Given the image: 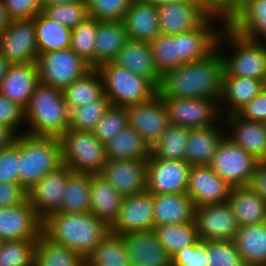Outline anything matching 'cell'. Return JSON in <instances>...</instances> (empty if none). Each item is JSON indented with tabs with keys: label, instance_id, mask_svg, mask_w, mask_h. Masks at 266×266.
<instances>
[{
	"label": "cell",
	"instance_id": "cell-1",
	"mask_svg": "<svg viewBox=\"0 0 266 266\" xmlns=\"http://www.w3.org/2000/svg\"><path fill=\"white\" fill-rule=\"evenodd\" d=\"M224 63L216 48L209 56L184 63L161 77L158 94L162 98H205L219 103Z\"/></svg>",
	"mask_w": 266,
	"mask_h": 266
},
{
	"label": "cell",
	"instance_id": "cell-2",
	"mask_svg": "<svg viewBox=\"0 0 266 266\" xmlns=\"http://www.w3.org/2000/svg\"><path fill=\"white\" fill-rule=\"evenodd\" d=\"M110 228L91 212H54L43 220L42 233L78 253L84 260L108 235Z\"/></svg>",
	"mask_w": 266,
	"mask_h": 266
},
{
	"label": "cell",
	"instance_id": "cell-3",
	"mask_svg": "<svg viewBox=\"0 0 266 266\" xmlns=\"http://www.w3.org/2000/svg\"><path fill=\"white\" fill-rule=\"evenodd\" d=\"M69 112L63 91L39 82L24 109V134L60 138L69 129Z\"/></svg>",
	"mask_w": 266,
	"mask_h": 266
},
{
	"label": "cell",
	"instance_id": "cell-4",
	"mask_svg": "<svg viewBox=\"0 0 266 266\" xmlns=\"http://www.w3.org/2000/svg\"><path fill=\"white\" fill-rule=\"evenodd\" d=\"M225 42L233 50L232 55L219 50ZM216 48L224 63V76L256 78L266 83V42L246 39L225 25Z\"/></svg>",
	"mask_w": 266,
	"mask_h": 266
},
{
	"label": "cell",
	"instance_id": "cell-5",
	"mask_svg": "<svg viewBox=\"0 0 266 266\" xmlns=\"http://www.w3.org/2000/svg\"><path fill=\"white\" fill-rule=\"evenodd\" d=\"M61 165L59 138L19 135V183L27 190Z\"/></svg>",
	"mask_w": 266,
	"mask_h": 266
},
{
	"label": "cell",
	"instance_id": "cell-6",
	"mask_svg": "<svg viewBox=\"0 0 266 266\" xmlns=\"http://www.w3.org/2000/svg\"><path fill=\"white\" fill-rule=\"evenodd\" d=\"M97 70L103 80L104 95L113 106L143 103L158 93V88L150 80L113 62L102 64Z\"/></svg>",
	"mask_w": 266,
	"mask_h": 266
},
{
	"label": "cell",
	"instance_id": "cell-7",
	"mask_svg": "<svg viewBox=\"0 0 266 266\" xmlns=\"http://www.w3.org/2000/svg\"><path fill=\"white\" fill-rule=\"evenodd\" d=\"M62 164L72 172L96 175L105 162V144L92 132L68 129L60 138Z\"/></svg>",
	"mask_w": 266,
	"mask_h": 266
},
{
	"label": "cell",
	"instance_id": "cell-8",
	"mask_svg": "<svg viewBox=\"0 0 266 266\" xmlns=\"http://www.w3.org/2000/svg\"><path fill=\"white\" fill-rule=\"evenodd\" d=\"M36 64L39 82L62 91L93 69L70 48L40 53Z\"/></svg>",
	"mask_w": 266,
	"mask_h": 266
},
{
	"label": "cell",
	"instance_id": "cell-9",
	"mask_svg": "<svg viewBox=\"0 0 266 266\" xmlns=\"http://www.w3.org/2000/svg\"><path fill=\"white\" fill-rule=\"evenodd\" d=\"M258 164V159L225 137L209 166L231 187H239L251 185Z\"/></svg>",
	"mask_w": 266,
	"mask_h": 266
},
{
	"label": "cell",
	"instance_id": "cell-10",
	"mask_svg": "<svg viewBox=\"0 0 266 266\" xmlns=\"http://www.w3.org/2000/svg\"><path fill=\"white\" fill-rule=\"evenodd\" d=\"M170 124L188 129L212 127L222 121L219 103L205 98H162ZM221 119V120H220Z\"/></svg>",
	"mask_w": 266,
	"mask_h": 266
},
{
	"label": "cell",
	"instance_id": "cell-11",
	"mask_svg": "<svg viewBox=\"0 0 266 266\" xmlns=\"http://www.w3.org/2000/svg\"><path fill=\"white\" fill-rule=\"evenodd\" d=\"M0 54L10 64L36 63L39 56L33 19L11 20L0 34Z\"/></svg>",
	"mask_w": 266,
	"mask_h": 266
},
{
	"label": "cell",
	"instance_id": "cell-12",
	"mask_svg": "<svg viewBox=\"0 0 266 266\" xmlns=\"http://www.w3.org/2000/svg\"><path fill=\"white\" fill-rule=\"evenodd\" d=\"M194 221L202 241H233L240 227L228 202L195 207Z\"/></svg>",
	"mask_w": 266,
	"mask_h": 266
},
{
	"label": "cell",
	"instance_id": "cell-13",
	"mask_svg": "<svg viewBox=\"0 0 266 266\" xmlns=\"http://www.w3.org/2000/svg\"><path fill=\"white\" fill-rule=\"evenodd\" d=\"M128 125L153 146L170 125L168 111L162 97L157 93L150 100L126 107Z\"/></svg>",
	"mask_w": 266,
	"mask_h": 266
},
{
	"label": "cell",
	"instance_id": "cell-14",
	"mask_svg": "<svg viewBox=\"0 0 266 266\" xmlns=\"http://www.w3.org/2000/svg\"><path fill=\"white\" fill-rule=\"evenodd\" d=\"M190 169L186 161L149 158L146 190L152 194L186 193Z\"/></svg>",
	"mask_w": 266,
	"mask_h": 266
},
{
	"label": "cell",
	"instance_id": "cell-15",
	"mask_svg": "<svg viewBox=\"0 0 266 266\" xmlns=\"http://www.w3.org/2000/svg\"><path fill=\"white\" fill-rule=\"evenodd\" d=\"M154 229L153 194L147 190L122 200L118 217L110 232L118 235Z\"/></svg>",
	"mask_w": 266,
	"mask_h": 266
},
{
	"label": "cell",
	"instance_id": "cell-16",
	"mask_svg": "<svg viewBox=\"0 0 266 266\" xmlns=\"http://www.w3.org/2000/svg\"><path fill=\"white\" fill-rule=\"evenodd\" d=\"M43 220L29 201L0 208V239L37 240L42 234Z\"/></svg>",
	"mask_w": 266,
	"mask_h": 266
},
{
	"label": "cell",
	"instance_id": "cell-17",
	"mask_svg": "<svg viewBox=\"0 0 266 266\" xmlns=\"http://www.w3.org/2000/svg\"><path fill=\"white\" fill-rule=\"evenodd\" d=\"M123 197L146 191L147 160L107 159L98 174Z\"/></svg>",
	"mask_w": 266,
	"mask_h": 266
},
{
	"label": "cell",
	"instance_id": "cell-18",
	"mask_svg": "<svg viewBox=\"0 0 266 266\" xmlns=\"http://www.w3.org/2000/svg\"><path fill=\"white\" fill-rule=\"evenodd\" d=\"M71 172L68 166L62 164L28 189V201L42 220L60 209L63 192Z\"/></svg>",
	"mask_w": 266,
	"mask_h": 266
},
{
	"label": "cell",
	"instance_id": "cell-19",
	"mask_svg": "<svg viewBox=\"0 0 266 266\" xmlns=\"http://www.w3.org/2000/svg\"><path fill=\"white\" fill-rule=\"evenodd\" d=\"M160 33L175 35L199 28L210 16L194 1L181 0L157 6Z\"/></svg>",
	"mask_w": 266,
	"mask_h": 266
},
{
	"label": "cell",
	"instance_id": "cell-20",
	"mask_svg": "<svg viewBox=\"0 0 266 266\" xmlns=\"http://www.w3.org/2000/svg\"><path fill=\"white\" fill-rule=\"evenodd\" d=\"M232 187L223 181L209 165L191 166L186 194L195 207L228 202Z\"/></svg>",
	"mask_w": 266,
	"mask_h": 266
},
{
	"label": "cell",
	"instance_id": "cell-21",
	"mask_svg": "<svg viewBox=\"0 0 266 266\" xmlns=\"http://www.w3.org/2000/svg\"><path fill=\"white\" fill-rule=\"evenodd\" d=\"M218 19L210 16L199 28L178 34L180 66L204 59L216 49L219 34L226 25L220 22V27H213V22Z\"/></svg>",
	"mask_w": 266,
	"mask_h": 266
},
{
	"label": "cell",
	"instance_id": "cell-22",
	"mask_svg": "<svg viewBox=\"0 0 266 266\" xmlns=\"http://www.w3.org/2000/svg\"><path fill=\"white\" fill-rule=\"evenodd\" d=\"M122 237L131 266H172V257L153 230L127 233Z\"/></svg>",
	"mask_w": 266,
	"mask_h": 266
},
{
	"label": "cell",
	"instance_id": "cell-23",
	"mask_svg": "<svg viewBox=\"0 0 266 266\" xmlns=\"http://www.w3.org/2000/svg\"><path fill=\"white\" fill-rule=\"evenodd\" d=\"M222 118L231 130L229 133L226 131L227 138L259 161H266V123L247 121L237 114L226 115Z\"/></svg>",
	"mask_w": 266,
	"mask_h": 266
},
{
	"label": "cell",
	"instance_id": "cell-24",
	"mask_svg": "<svg viewBox=\"0 0 266 266\" xmlns=\"http://www.w3.org/2000/svg\"><path fill=\"white\" fill-rule=\"evenodd\" d=\"M226 26L246 39L266 42V0H240Z\"/></svg>",
	"mask_w": 266,
	"mask_h": 266
},
{
	"label": "cell",
	"instance_id": "cell-25",
	"mask_svg": "<svg viewBox=\"0 0 266 266\" xmlns=\"http://www.w3.org/2000/svg\"><path fill=\"white\" fill-rule=\"evenodd\" d=\"M38 83L36 63L11 64L0 84V93L25 109Z\"/></svg>",
	"mask_w": 266,
	"mask_h": 266
},
{
	"label": "cell",
	"instance_id": "cell-26",
	"mask_svg": "<svg viewBox=\"0 0 266 266\" xmlns=\"http://www.w3.org/2000/svg\"><path fill=\"white\" fill-rule=\"evenodd\" d=\"M221 122L212 127L189 129L185 161L190 166H206L212 163L217 149L226 137V128H223L225 122Z\"/></svg>",
	"mask_w": 266,
	"mask_h": 266
},
{
	"label": "cell",
	"instance_id": "cell-27",
	"mask_svg": "<svg viewBox=\"0 0 266 266\" xmlns=\"http://www.w3.org/2000/svg\"><path fill=\"white\" fill-rule=\"evenodd\" d=\"M195 205L186 193L153 194L154 227L194 222Z\"/></svg>",
	"mask_w": 266,
	"mask_h": 266
},
{
	"label": "cell",
	"instance_id": "cell-28",
	"mask_svg": "<svg viewBox=\"0 0 266 266\" xmlns=\"http://www.w3.org/2000/svg\"><path fill=\"white\" fill-rule=\"evenodd\" d=\"M112 62L145 77L157 88L161 83L162 76L156 68L152 48L148 42L129 40Z\"/></svg>",
	"mask_w": 266,
	"mask_h": 266
},
{
	"label": "cell",
	"instance_id": "cell-29",
	"mask_svg": "<svg viewBox=\"0 0 266 266\" xmlns=\"http://www.w3.org/2000/svg\"><path fill=\"white\" fill-rule=\"evenodd\" d=\"M266 86L260 79L248 77L223 76L222 94L219 109L223 117L236 114L242 107L254 99ZM225 108H222L223 105ZM227 106V107H226ZM224 111V112H223Z\"/></svg>",
	"mask_w": 266,
	"mask_h": 266
},
{
	"label": "cell",
	"instance_id": "cell-30",
	"mask_svg": "<svg viewBox=\"0 0 266 266\" xmlns=\"http://www.w3.org/2000/svg\"><path fill=\"white\" fill-rule=\"evenodd\" d=\"M130 40L150 43L160 34L157 6L133 0L122 20Z\"/></svg>",
	"mask_w": 266,
	"mask_h": 266
},
{
	"label": "cell",
	"instance_id": "cell-31",
	"mask_svg": "<svg viewBox=\"0 0 266 266\" xmlns=\"http://www.w3.org/2000/svg\"><path fill=\"white\" fill-rule=\"evenodd\" d=\"M122 21H98L94 49V68L112 62L129 41Z\"/></svg>",
	"mask_w": 266,
	"mask_h": 266
},
{
	"label": "cell",
	"instance_id": "cell-32",
	"mask_svg": "<svg viewBox=\"0 0 266 266\" xmlns=\"http://www.w3.org/2000/svg\"><path fill=\"white\" fill-rule=\"evenodd\" d=\"M123 196L98 174L91 175L90 212L109 228L116 221Z\"/></svg>",
	"mask_w": 266,
	"mask_h": 266
},
{
	"label": "cell",
	"instance_id": "cell-33",
	"mask_svg": "<svg viewBox=\"0 0 266 266\" xmlns=\"http://www.w3.org/2000/svg\"><path fill=\"white\" fill-rule=\"evenodd\" d=\"M228 203L239 226L266 222V200L250 185L232 187Z\"/></svg>",
	"mask_w": 266,
	"mask_h": 266
},
{
	"label": "cell",
	"instance_id": "cell-34",
	"mask_svg": "<svg viewBox=\"0 0 266 266\" xmlns=\"http://www.w3.org/2000/svg\"><path fill=\"white\" fill-rule=\"evenodd\" d=\"M233 242L246 266H266V222L240 226Z\"/></svg>",
	"mask_w": 266,
	"mask_h": 266
},
{
	"label": "cell",
	"instance_id": "cell-35",
	"mask_svg": "<svg viewBox=\"0 0 266 266\" xmlns=\"http://www.w3.org/2000/svg\"><path fill=\"white\" fill-rule=\"evenodd\" d=\"M106 159L148 160L151 147L141 135L129 126L105 143Z\"/></svg>",
	"mask_w": 266,
	"mask_h": 266
},
{
	"label": "cell",
	"instance_id": "cell-36",
	"mask_svg": "<svg viewBox=\"0 0 266 266\" xmlns=\"http://www.w3.org/2000/svg\"><path fill=\"white\" fill-rule=\"evenodd\" d=\"M34 24L39 54L70 48L72 29L60 25L42 12L34 17Z\"/></svg>",
	"mask_w": 266,
	"mask_h": 266
},
{
	"label": "cell",
	"instance_id": "cell-37",
	"mask_svg": "<svg viewBox=\"0 0 266 266\" xmlns=\"http://www.w3.org/2000/svg\"><path fill=\"white\" fill-rule=\"evenodd\" d=\"M91 175L71 172L63 192L60 209L61 213L90 212Z\"/></svg>",
	"mask_w": 266,
	"mask_h": 266
},
{
	"label": "cell",
	"instance_id": "cell-38",
	"mask_svg": "<svg viewBox=\"0 0 266 266\" xmlns=\"http://www.w3.org/2000/svg\"><path fill=\"white\" fill-rule=\"evenodd\" d=\"M34 266H85V260L72 249L51 241L42 233L35 246Z\"/></svg>",
	"mask_w": 266,
	"mask_h": 266
},
{
	"label": "cell",
	"instance_id": "cell-39",
	"mask_svg": "<svg viewBox=\"0 0 266 266\" xmlns=\"http://www.w3.org/2000/svg\"><path fill=\"white\" fill-rule=\"evenodd\" d=\"M63 94L69 110L99 100L104 95L100 72L93 68L63 90Z\"/></svg>",
	"mask_w": 266,
	"mask_h": 266
},
{
	"label": "cell",
	"instance_id": "cell-40",
	"mask_svg": "<svg viewBox=\"0 0 266 266\" xmlns=\"http://www.w3.org/2000/svg\"><path fill=\"white\" fill-rule=\"evenodd\" d=\"M153 231L171 257L199 240L195 221L157 226Z\"/></svg>",
	"mask_w": 266,
	"mask_h": 266
},
{
	"label": "cell",
	"instance_id": "cell-41",
	"mask_svg": "<svg viewBox=\"0 0 266 266\" xmlns=\"http://www.w3.org/2000/svg\"><path fill=\"white\" fill-rule=\"evenodd\" d=\"M85 266H131L122 235L109 232L87 257Z\"/></svg>",
	"mask_w": 266,
	"mask_h": 266
},
{
	"label": "cell",
	"instance_id": "cell-42",
	"mask_svg": "<svg viewBox=\"0 0 266 266\" xmlns=\"http://www.w3.org/2000/svg\"><path fill=\"white\" fill-rule=\"evenodd\" d=\"M189 129L170 124L160 139L151 147L149 158L185 161Z\"/></svg>",
	"mask_w": 266,
	"mask_h": 266
},
{
	"label": "cell",
	"instance_id": "cell-43",
	"mask_svg": "<svg viewBox=\"0 0 266 266\" xmlns=\"http://www.w3.org/2000/svg\"><path fill=\"white\" fill-rule=\"evenodd\" d=\"M150 45L156 68L161 76L180 67L178 34L166 35L160 33L150 42Z\"/></svg>",
	"mask_w": 266,
	"mask_h": 266
},
{
	"label": "cell",
	"instance_id": "cell-44",
	"mask_svg": "<svg viewBox=\"0 0 266 266\" xmlns=\"http://www.w3.org/2000/svg\"><path fill=\"white\" fill-rule=\"evenodd\" d=\"M110 105L109 99L103 95L99 100L71 108L69 129L92 132Z\"/></svg>",
	"mask_w": 266,
	"mask_h": 266
},
{
	"label": "cell",
	"instance_id": "cell-45",
	"mask_svg": "<svg viewBox=\"0 0 266 266\" xmlns=\"http://www.w3.org/2000/svg\"><path fill=\"white\" fill-rule=\"evenodd\" d=\"M97 35V20L88 17L76 28L72 29L70 49L79 57L83 58L94 68L95 38Z\"/></svg>",
	"mask_w": 266,
	"mask_h": 266
},
{
	"label": "cell",
	"instance_id": "cell-46",
	"mask_svg": "<svg viewBox=\"0 0 266 266\" xmlns=\"http://www.w3.org/2000/svg\"><path fill=\"white\" fill-rule=\"evenodd\" d=\"M42 13L70 29L76 28L89 17L85 1L69 4H44Z\"/></svg>",
	"mask_w": 266,
	"mask_h": 266
},
{
	"label": "cell",
	"instance_id": "cell-47",
	"mask_svg": "<svg viewBox=\"0 0 266 266\" xmlns=\"http://www.w3.org/2000/svg\"><path fill=\"white\" fill-rule=\"evenodd\" d=\"M37 240L3 241L0 249V266H34Z\"/></svg>",
	"mask_w": 266,
	"mask_h": 266
},
{
	"label": "cell",
	"instance_id": "cell-48",
	"mask_svg": "<svg viewBox=\"0 0 266 266\" xmlns=\"http://www.w3.org/2000/svg\"><path fill=\"white\" fill-rule=\"evenodd\" d=\"M128 126L126 107L110 105L92 133L105 144Z\"/></svg>",
	"mask_w": 266,
	"mask_h": 266
},
{
	"label": "cell",
	"instance_id": "cell-49",
	"mask_svg": "<svg viewBox=\"0 0 266 266\" xmlns=\"http://www.w3.org/2000/svg\"><path fill=\"white\" fill-rule=\"evenodd\" d=\"M207 266H246L233 241H207Z\"/></svg>",
	"mask_w": 266,
	"mask_h": 266
},
{
	"label": "cell",
	"instance_id": "cell-50",
	"mask_svg": "<svg viewBox=\"0 0 266 266\" xmlns=\"http://www.w3.org/2000/svg\"><path fill=\"white\" fill-rule=\"evenodd\" d=\"M133 0H85L89 17L98 21H122Z\"/></svg>",
	"mask_w": 266,
	"mask_h": 266
},
{
	"label": "cell",
	"instance_id": "cell-51",
	"mask_svg": "<svg viewBox=\"0 0 266 266\" xmlns=\"http://www.w3.org/2000/svg\"><path fill=\"white\" fill-rule=\"evenodd\" d=\"M19 136L7 149L0 151V183L19 182Z\"/></svg>",
	"mask_w": 266,
	"mask_h": 266
},
{
	"label": "cell",
	"instance_id": "cell-52",
	"mask_svg": "<svg viewBox=\"0 0 266 266\" xmlns=\"http://www.w3.org/2000/svg\"><path fill=\"white\" fill-rule=\"evenodd\" d=\"M22 121H25L24 109L0 93V125L7 127L19 136L24 134V131L21 132L20 129Z\"/></svg>",
	"mask_w": 266,
	"mask_h": 266
},
{
	"label": "cell",
	"instance_id": "cell-53",
	"mask_svg": "<svg viewBox=\"0 0 266 266\" xmlns=\"http://www.w3.org/2000/svg\"><path fill=\"white\" fill-rule=\"evenodd\" d=\"M207 241L198 240L172 257V266H207Z\"/></svg>",
	"mask_w": 266,
	"mask_h": 266
},
{
	"label": "cell",
	"instance_id": "cell-54",
	"mask_svg": "<svg viewBox=\"0 0 266 266\" xmlns=\"http://www.w3.org/2000/svg\"><path fill=\"white\" fill-rule=\"evenodd\" d=\"M209 16L227 22L236 14L240 0H194Z\"/></svg>",
	"mask_w": 266,
	"mask_h": 266
},
{
	"label": "cell",
	"instance_id": "cell-55",
	"mask_svg": "<svg viewBox=\"0 0 266 266\" xmlns=\"http://www.w3.org/2000/svg\"><path fill=\"white\" fill-rule=\"evenodd\" d=\"M11 20L33 19L42 12L43 0H3Z\"/></svg>",
	"mask_w": 266,
	"mask_h": 266
},
{
	"label": "cell",
	"instance_id": "cell-56",
	"mask_svg": "<svg viewBox=\"0 0 266 266\" xmlns=\"http://www.w3.org/2000/svg\"><path fill=\"white\" fill-rule=\"evenodd\" d=\"M239 117L247 121L266 123V86L248 104L236 113Z\"/></svg>",
	"mask_w": 266,
	"mask_h": 266
},
{
	"label": "cell",
	"instance_id": "cell-57",
	"mask_svg": "<svg viewBox=\"0 0 266 266\" xmlns=\"http://www.w3.org/2000/svg\"><path fill=\"white\" fill-rule=\"evenodd\" d=\"M28 201V190L19 182L0 183V208L10 207Z\"/></svg>",
	"mask_w": 266,
	"mask_h": 266
},
{
	"label": "cell",
	"instance_id": "cell-58",
	"mask_svg": "<svg viewBox=\"0 0 266 266\" xmlns=\"http://www.w3.org/2000/svg\"><path fill=\"white\" fill-rule=\"evenodd\" d=\"M250 186L266 200V161H259Z\"/></svg>",
	"mask_w": 266,
	"mask_h": 266
},
{
	"label": "cell",
	"instance_id": "cell-59",
	"mask_svg": "<svg viewBox=\"0 0 266 266\" xmlns=\"http://www.w3.org/2000/svg\"><path fill=\"white\" fill-rule=\"evenodd\" d=\"M17 135L7 127L0 125V151L9 148L16 139Z\"/></svg>",
	"mask_w": 266,
	"mask_h": 266
},
{
	"label": "cell",
	"instance_id": "cell-60",
	"mask_svg": "<svg viewBox=\"0 0 266 266\" xmlns=\"http://www.w3.org/2000/svg\"><path fill=\"white\" fill-rule=\"evenodd\" d=\"M11 19L8 16L7 9L3 0H0V34L10 25Z\"/></svg>",
	"mask_w": 266,
	"mask_h": 266
},
{
	"label": "cell",
	"instance_id": "cell-61",
	"mask_svg": "<svg viewBox=\"0 0 266 266\" xmlns=\"http://www.w3.org/2000/svg\"><path fill=\"white\" fill-rule=\"evenodd\" d=\"M10 65L11 64L8 62V60L0 54V84L5 78Z\"/></svg>",
	"mask_w": 266,
	"mask_h": 266
},
{
	"label": "cell",
	"instance_id": "cell-62",
	"mask_svg": "<svg viewBox=\"0 0 266 266\" xmlns=\"http://www.w3.org/2000/svg\"><path fill=\"white\" fill-rule=\"evenodd\" d=\"M139 1H142L144 3H149L154 6H160L163 4H168V3L177 2L181 0H139Z\"/></svg>",
	"mask_w": 266,
	"mask_h": 266
},
{
	"label": "cell",
	"instance_id": "cell-63",
	"mask_svg": "<svg viewBox=\"0 0 266 266\" xmlns=\"http://www.w3.org/2000/svg\"><path fill=\"white\" fill-rule=\"evenodd\" d=\"M79 1H85V0H43L44 4H69V3H76Z\"/></svg>",
	"mask_w": 266,
	"mask_h": 266
},
{
	"label": "cell",
	"instance_id": "cell-64",
	"mask_svg": "<svg viewBox=\"0 0 266 266\" xmlns=\"http://www.w3.org/2000/svg\"><path fill=\"white\" fill-rule=\"evenodd\" d=\"M2 243H3V240H2V239H0V249H1V245H2Z\"/></svg>",
	"mask_w": 266,
	"mask_h": 266
}]
</instances>
